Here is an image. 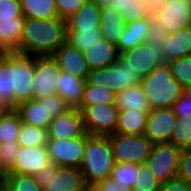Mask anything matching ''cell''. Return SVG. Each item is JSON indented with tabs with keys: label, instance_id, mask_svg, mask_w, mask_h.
<instances>
[{
	"label": "cell",
	"instance_id": "f1b7e54d",
	"mask_svg": "<svg viewBox=\"0 0 191 191\" xmlns=\"http://www.w3.org/2000/svg\"><path fill=\"white\" fill-rule=\"evenodd\" d=\"M22 15L30 19L58 18L55 0H20Z\"/></svg>",
	"mask_w": 191,
	"mask_h": 191
},
{
	"label": "cell",
	"instance_id": "30bf717a",
	"mask_svg": "<svg viewBox=\"0 0 191 191\" xmlns=\"http://www.w3.org/2000/svg\"><path fill=\"white\" fill-rule=\"evenodd\" d=\"M60 68L52 56H35V71L32 86L34 100L57 94L56 84Z\"/></svg>",
	"mask_w": 191,
	"mask_h": 191
},
{
	"label": "cell",
	"instance_id": "cb8c5ba5",
	"mask_svg": "<svg viewBox=\"0 0 191 191\" xmlns=\"http://www.w3.org/2000/svg\"><path fill=\"white\" fill-rule=\"evenodd\" d=\"M100 15V5L92 2L85 3L67 20V30L99 29Z\"/></svg>",
	"mask_w": 191,
	"mask_h": 191
},
{
	"label": "cell",
	"instance_id": "d4e9b609",
	"mask_svg": "<svg viewBox=\"0 0 191 191\" xmlns=\"http://www.w3.org/2000/svg\"><path fill=\"white\" fill-rule=\"evenodd\" d=\"M148 113L133 109L120 110L115 133L144 135Z\"/></svg>",
	"mask_w": 191,
	"mask_h": 191
},
{
	"label": "cell",
	"instance_id": "9c48e42d",
	"mask_svg": "<svg viewBox=\"0 0 191 191\" xmlns=\"http://www.w3.org/2000/svg\"><path fill=\"white\" fill-rule=\"evenodd\" d=\"M81 114L87 134L108 136L116 132L119 110L115 104L87 106Z\"/></svg>",
	"mask_w": 191,
	"mask_h": 191
},
{
	"label": "cell",
	"instance_id": "3957f363",
	"mask_svg": "<svg viewBox=\"0 0 191 191\" xmlns=\"http://www.w3.org/2000/svg\"><path fill=\"white\" fill-rule=\"evenodd\" d=\"M152 109L171 108L183 95L184 88L173 78L167 63L157 66L140 81Z\"/></svg>",
	"mask_w": 191,
	"mask_h": 191
},
{
	"label": "cell",
	"instance_id": "f907efd6",
	"mask_svg": "<svg viewBox=\"0 0 191 191\" xmlns=\"http://www.w3.org/2000/svg\"><path fill=\"white\" fill-rule=\"evenodd\" d=\"M8 53H9V51L0 42V59L6 57L8 55Z\"/></svg>",
	"mask_w": 191,
	"mask_h": 191
},
{
	"label": "cell",
	"instance_id": "e575fe53",
	"mask_svg": "<svg viewBox=\"0 0 191 191\" xmlns=\"http://www.w3.org/2000/svg\"><path fill=\"white\" fill-rule=\"evenodd\" d=\"M102 38L99 29L67 30V42L85 52Z\"/></svg>",
	"mask_w": 191,
	"mask_h": 191
},
{
	"label": "cell",
	"instance_id": "f35d334b",
	"mask_svg": "<svg viewBox=\"0 0 191 191\" xmlns=\"http://www.w3.org/2000/svg\"><path fill=\"white\" fill-rule=\"evenodd\" d=\"M20 145L17 141L0 144V174L3 176L12 168Z\"/></svg>",
	"mask_w": 191,
	"mask_h": 191
},
{
	"label": "cell",
	"instance_id": "d590c367",
	"mask_svg": "<svg viewBox=\"0 0 191 191\" xmlns=\"http://www.w3.org/2000/svg\"><path fill=\"white\" fill-rule=\"evenodd\" d=\"M173 78L184 88H191V55L167 62Z\"/></svg>",
	"mask_w": 191,
	"mask_h": 191
},
{
	"label": "cell",
	"instance_id": "e0dca14e",
	"mask_svg": "<svg viewBox=\"0 0 191 191\" xmlns=\"http://www.w3.org/2000/svg\"><path fill=\"white\" fill-rule=\"evenodd\" d=\"M60 71L72 76L87 79L90 68L86 62L85 54L80 49L65 42L53 55Z\"/></svg>",
	"mask_w": 191,
	"mask_h": 191
},
{
	"label": "cell",
	"instance_id": "83f0119b",
	"mask_svg": "<svg viewBox=\"0 0 191 191\" xmlns=\"http://www.w3.org/2000/svg\"><path fill=\"white\" fill-rule=\"evenodd\" d=\"M25 17L0 20V42L9 52H14L20 44Z\"/></svg>",
	"mask_w": 191,
	"mask_h": 191
},
{
	"label": "cell",
	"instance_id": "c3c4849f",
	"mask_svg": "<svg viewBox=\"0 0 191 191\" xmlns=\"http://www.w3.org/2000/svg\"><path fill=\"white\" fill-rule=\"evenodd\" d=\"M159 191H191V184L182 179L175 178L162 183Z\"/></svg>",
	"mask_w": 191,
	"mask_h": 191
},
{
	"label": "cell",
	"instance_id": "4316f807",
	"mask_svg": "<svg viewBox=\"0 0 191 191\" xmlns=\"http://www.w3.org/2000/svg\"><path fill=\"white\" fill-rule=\"evenodd\" d=\"M115 105L119 111L125 109L140 110V112L151 111L150 104L143 93L140 83L116 94Z\"/></svg>",
	"mask_w": 191,
	"mask_h": 191
},
{
	"label": "cell",
	"instance_id": "ffe728a7",
	"mask_svg": "<svg viewBox=\"0 0 191 191\" xmlns=\"http://www.w3.org/2000/svg\"><path fill=\"white\" fill-rule=\"evenodd\" d=\"M126 26V20L115 8L108 5L101 6L99 30L102 38L117 45Z\"/></svg>",
	"mask_w": 191,
	"mask_h": 191
},
{
	"label": "cell",
	"instance_id": "f5cc1de1",
	"mask_svg": "<svg viewBox=\"0 0 191 191\" xmlns=\"http://www.w3.org/2000/svg\"><path fill=\"white\" fill-rule=\"evenodd\" d=\"M0 191H8L7 187L2 182L0 183Z\"/></svg>",
	"mask_w": 191,
	"mask_h": 191
},
{
	"label": "cell",
	"instance_id": "7a4b0ae2",
	"mask_svg": "<svg viewBox=\"0 0 191 191\" xmlns=\"http://www.w3.org/2000/svg\"><path fill=\"white\" fill-rule=\"evenodd\" d=\"M115 163L108 136L86 133L84 157L80 166L86 185L91 188L110 176Z\"/></svg>",
	"mask_w": 191,
	"mask_h": 191
},
{
	"label": "cell",
	"instance_id": "ac0fdd59",
	"mask_svg": "<svg viewBox=\"0 0 191 191\" xmlns=\"http://www.w3.org/2000/svg\"><path fill=\"white\" fill-rule=\"evenodd\" d=\"M86 62L91 70L107 68L120 56L117 45L100 38L91 48L84 52Z\"/></svg>",
	"mask_w": 191,
	"mask_h": 191
},
{
	"label": "cell",
	"instance_id": "7dc6e473",
	"mask_svg": "<svg viewBox=\"0 0 191 191\" xmlns=\"http://www.w3.org/2000/svg\"><path fill=\"white\" fill-rule=\"evenodd\" d=\"M47 108L50 115L54 118L64 114L72 107L63 100L58 94L47 96Z\"/></svg>",
	"mask_w": 191,
	"mask_h": 191
},
{
	"label": "cell",
	"instance_id": "5bb4252c",
	"mask_svg": "<svg viewBox=\"0 0 191 191\" xmlns=\"http://www.w3.org/2000/svg\"><path fill=\"white\" fill-rule=\"evenodd\" d=\"M177 119L172 108L152 109L147 116L144 135L153 144L170 142Z\"/></svg>",
	"mask_w": 191,
	"mask_h": 191
},
{
	"label": "cell",
	"instance_id": "5b68a950",
	"mask_svg": "<svg viewBox=\"0 0 191 191\" xmlns=\"http://www.w3.org/2000/svg\"><path fill=\"white\" fill-rule=\"evenodd\" d=\"M116 163L144 164L150 155L153 143L145 135H108Z\"/></svg>",
	"mask_w": 191,
	"mask_h": 191
},
{
	"label": "cell",
	"instance_id": "f546056e",
	"mask_svg": "<svg viewBox=\"0 0 191 191\" xmlns=\"http://www.w3.org/2000/svg\"><path fill=\"white\" fill-rule=\"evenodd\" d=\"M21 127L22 120L16 110H3L0 113V144L18 141Z\"/></svg>",
	"mask_w": 191,
	"mask_h": 191
},
{
	"label": "cell",
	"instance_id": "836d02e7",
	"mask_svg": "<svg viewBox=\"0 0 191 191\" xmlns=\"http://www.w3.org/2000/svg\"><path fill=\"white\" fill-rule=\"evenodd\" d=\"M2 183L8 191H42L34 175L6 173Z\"/></svg>",
	"mask_w": 191,
	"mask_h": 191
},
{
	"label": "cell",
	"instance_id": "44dd1931",
	"mask_svg": "<svg viewBox=\"0 0 191 191\" xmlns=\"http://www.w3.org/2000/svg\"><path fill=\"white\" fill-rule=\"evenodd\" d=\"M164 62L191 55V26L168 34L163 47Z\"/></svg>",
	"mask_w": 191,
	"mask_h": 191
},
{
	"label": "cell",
	"instance_id": "277c9868",
	"mask_svg": "<svg viewBox=\"0 0 191 191\" xmlns=\"http://www.w3.org/2000/svg\"><path fill=\"white\" fill-rule=\"evenodd\" d=\"M34 176L42 191H90L80 168L50 163Z\"/></svg>",
	"mask_w": 191,
	"mask_h": 191
},
{
	"label": "cell",
	"instance_id": "2e32d148",
	"mask_svg": "<svg viewBox=\"0 0 191 191\" xmlns=\"http://www.w3.org/2000/svg\"><path fill=\"white\" fill-rule=\"evenodd\" d=\"M50 163L47 146L20 147L13 168L8 173L35 175Z\"/></svg>",
	"mask_w": 191,
	"mask_h": 191
},
{
	"label": "cell",
	"instance_id": "8d00e7d4",
	"mask_svg": "<svg viewBox=\"0 0 191 191\" xmlns=\"http://www.w3.org/2000/svg\"><path fill=\"white\" fill-rule=\"evenodd\" d=\"M177 118L170 142L181 150L191 149V116H177Z\"/></svg>",
	"mask_w": 191,
	"mask_h": 191
},
{
	"label": "cell",
	"instance_id": "603a6c76",
	"mask_svg": "<svg viewBox=\"0 0 191 191\" xmlns=\"http://www.w3.org/2000/svg\"><path fill=\"white\" fill-rule=\"evenodd\" d=\"M85 81L82 78L61 71L56 84L57 94L72 108H77L83 98Z\"/></svg>",
	"mask_w": 191,
	"mask_h": 191
},
{
	"label": "cell",
	"instance_id": "1f68e13d",
	"mask_svg": "<svg viewBox=\"0 0 191 191\" xmlns=\"http://www.w3.org/2000/svg\"><path fill=\"white\" fill-rule=\"evenodd\" d=\"M107 5L115 8L127 23L142 20L150 16L144 10L141 0H109Z\"/></svg>",
	"mask_w": 191,
	"mask_h": 191
},
{
	"label": "cell",
	"instance_id": "ee69618b",
	"mask_svg": "<svg viewBox=\"0 0 191 191\" xmlns=\"http://www.w3.org/2000/svg\"><path fill=\"white\" fill-rule=\"evenodd\" d=\"M90 191H132V188L127 184H123L121 181L108 176L92 186Z\"/></svg>",
	"mask_w": 191,
	"mask_h": 191
},
{
	"label": "cell",
	"instance_id": "52a82bcc",
	"mask_svg": "<svg viewBox=\"0 0 191 191\" xmlns=\"http://www.w3.org/2000/svg\"><path fill=\"white\" fill-rule=\"evenodd\" d=\"M86 81L89 84L109 88L115 94L140 83L136 73H132L121 59L107 68L91 70Z\"/></svg>",
	"mask_w": 191,
	"mask_h": 191
},
{
	"label": "cell",
	"instance_id": "816d5d0a",
	"mask_svg": "<svg viewBox=\"0 0 191 191\" xmlns=\"http://www.w3.org/2000/svg\"><path fill=\"white\" fill-rule=\"evenodd\" d=\"M90 2L100 5V6H104V5H107L109 0H90Z\"/></svg>",
	"mask_w": 191,
	"mask_h": 191
},
{
	"label": "cell",
	"instance_id": "d6a6232c",
	"mask_svg": "<svg viewBox=\"0 0 191 191\" xmlns=\"http://www.w3.org/2000/svg\"><path fill=\"white\" fill-rule=\"evenodd\" d=\"M48 140L47 130L22 122L18 144L20 147L46 146Z\"/></svg>",
	"mask_w": 191,
	"mask_h": 191
},
{
	"label": "cell",
	"instance_id": "b9f144b4",
	"mask_svg": "<svg viewBox=\"0 0 191 191\" xmlns=\"http://www.w3.org/2000/svg\"><path fill=\"white\" fill-rule=\"evenodd\" d=\"M58 17L67 21L78 9L90 0H55Z\"/></svg>",
	"mask_w": 191,
	"mask_h": 191
},
{
	"label": "cell",
	"instance_id": "d6986e66",
	"mask_svg": "<svg viewBox=\"0 0 191 191\" xmlns=\"http://www.w3.org/2000/svg\"><path fill=\"white\" fill-rule=\"evenodd\" d=\"M16 111L20 114L22 122L48 129L53 117L48 112L47 97L41 100L30 99L17 105Z\"/></svg>",
	"mask_w": 191,
	"mask_h": 191
},
{
	"label": "cell",
	"instance_id": "db71d44e",
	"mask_svg": "<svg viewBox=\"0 0 191 191\" xmlns=\"http://www.w3.org/2000/svg\"><path fill=\"white\" fill-rule=\"evenodd\" d=\"M2 182V175L0 174V183Z\"/></svg>",
	"mask_w": 191,
	"mask_h": 191
},
{
	"label": "cell",
	"instance_id": "4dcf8cb0",
	"mask_svg": "<svg viewBox=\"0 0 191 191\" xmlns=\"http://www.w3.org/2000/svg\"><path fill=\"white\" fill-rule=\"evenodd\" d=\"M116 94L109 88L89 84L85 81L83 98L77 107L82 111L87 106L96 104H115Z\"/></svg>",
	"mask_w": 191,
	"mask_h": 191
},
{
	"label": "cell",
	"instance_id": "7bdbcfd3",
	"mask_svg": "<svg viewBox=\"0 0 191 191\" xmlns=\"http://www.w3.org/2000/svg\"><path fill=\"white\" fill-rule=\"evenodd\" d=\"M13 17H24L20 0H0V20H12Z\"/></svg>",
	"mask_w": 191,
	"mask_h": 191
},
{
	"label": "cell",
	"instance_id": "484cf974",
	"mask_svg": "<svg viewBox=\"0 0 191 191\" xmlns=\"http://www.w3.org/2000/svg\"><path fill=\"white\" fill-rule=\"evenodd\" d=\"M148 31L149 17L127 23L125 31L120 36V40L117 44L119 53L145 43L148 38Z\"/></svg>",
	"mask_w": 191,
	"mask_h": 191
},
{
	"label": "cell",
	"instance_id": "4fadbf2b",
	"mask_svg": "<svg viewBox=\"0 0 191 191\" xmlns=\"http://www.w3.org/2000/svg\"><path fill=\"white\" fill-rule=\"evenodd\" d=\"M168 34L191 26V0H167L152 16Z\"/></svg>",
	"mask_w": 191,
	"mask_h": 191
},
{
	"label": "cell",
	"instance_id": "8fae6325",
	"mask_svg": "<svg viewBox=\"0 0 191 191\" xmlns=\"http://www.w3.org/2000/svg\"><path fill=\"white\" fill-rule=\"evenodd\" d=\"M46 146L52 164L80 168L84 157L85 135L67 140L48 139Z\"/></svg>",
	"mask_w": 191,
	"mask_h": 191
},
{
	"label": "cell",
	"instance_id": "6da1fadb",
	"mask_svg": "<svg viewBox=\"0 0 191 191\" xmlns=\"http://www.w3.org/2000/svg\"><path fill=\"white\" fill-rule=\"evenodd\" d=\"M67 41V21L58 18H25L19 47L14 51L35 56H52Z\"/></svg>",
	"mask_w": 191,
	"mask_h": 191
},
{
	"label": "cell",
	"instance_id": "ab89813d",
	"mask_svg": "<svg viewBox=\"0 0 191 191\" xmlns=\"http://www.w3.org/2000/svg\"><path fill=\"white\" fill-rule=\"evenodd\" d=\"M138 166V164L134 163H115L110 176L133 188L135 186Z\"/></svg>",
	"mask_w": 191,
	"mask_h": 191
},
{
	"label": "cell",
	"instance_id": "8992f818",
	"mask_svg": "<svg viewBox=\"0 0 191 191\" xmlns=\"http://www.w3.org/2000/svg\"><path fill=\"white\" fill-rule=\"evenodd\" d=\"M181 151L171 142L153 144L145 164L161 184L177 178Z\"/></svg>",
	"mask_w": 191,
	"mask_h": 191
},
{
	"label": "cell",
	"instance_id": "60d3db41",
	"mask_svg": "<svg viewBox=\"0 0 191 191\" xmlns=\"http://www.w3.org/2000/svg\"><path fill=\"white\" fill-rule=\"evenodd\" d=\"M168 33L166 29L152 16H149V31L147 43L153 48H162Z\"/></svg>",
	"mask_w": 191,
	"mask_h": 191
},
{
	"label": "cell",
	"instance_id": "bcb514c9",
	"mask_svg": "<svg viewBox=\"0 0 191 191\" xmlns=\"http://www.w3.org/2000/svg\"><path fill=\"white\" fill-rule=\"evenodd\" d=\"M176 116H191V88L184 89L183 95L171 107Z\"/></svg>",
	"mask_w": 191,
	"mask_h": 191
},
{
	"label": "cell",
	"instance_id": "7c38bea8",
	"mask_svg": "<svg viewBox=\"0 0 191 191\" xmlns=\"http://www.w3.org/2000/svg\"><path fill=\"white\" fill-rule=\"evenodd\" d=\"M34 71L35 55L13 52V96L17 105L33 98Z\"/></svg>",
	"mask_w": 191,
	"mask_h": 191
},
{
	"label": "cell",
	"instance_id": "f6af8a7d",
	"mask_svg": "<svg viewBox=\"0 0 191 191\" xmlns=\"http://www.w3.org/2000/svg\"><path fill=\"white\" fill-rule=\"evenodd\" d=\"M177 178L191 184V149L181 151Z\"/></svg>",
	"mask_w": 191,
	"mask_h": 191
},
{
	"label": "cell",
	"instance_id": "9a60e30c",
	"mask_svg": "<svg viewBox=\"0 0 191 191\" xmlns=\"http://www.w3.org/2000/svg\"><path fill=\"white\" fill-rule=\"evenodd\" d=\"M86 134L81 111L71 108L64 114L54 117L47 129L48 139L67 140Z\"/></svg>",
	"mask_w": 191,
	"mask_h": 191
},
{
	"label": "cell",
	"instance_id": "74e56055",
	"mask_svg": "<svg viewBox=\"0 0 191 191\" xmlns=\"http://www.w3.org/2000/svg\"><path fill=\"white\" fill-rule=\"evenodd\" d=\"M161 183L156 179L147 164L137 167L135 186L132 191H159Z\"/></svg>",
	"mask_w": 191,
	"mask_h": 191
},
{
	"label": "cell",
	"instance_id": "681fc988",
	"mask_svg": "<svg viewBox=\"0 0 191 191\" xmlns=\"http://www.w3.org/2000/svg\"><path fill=\"white\" fill-rule=\"evenodd\" d=\"M144 10L150 15H155L167 0H141Z\"/></svg>",
	"mask_w": 191,
	"mask_h": 191
},
{
	"label": "cell",
	"instance_id": "7402d4cb",
	"mask_svg": "<svg viewBox=\"0 0 191 191\" xmlns=\"http://www.w3.org/2000/svg\"><path fill=\"white\" fill-rule=\"evenodd\" d=\"M0 107L3 110H16L13 96V52L0 59Z\"/></svg>",
	"mask_w": 191,
	"mask_h": 191
},
{
	"label": "cell",
	"instance_id": "ba28073f",
	"mask_svg": "<svg viewBox=\"0 0 191 191\" xmlns=\"http://www.w3.org/2000/svg\"><path fill=\"white\" fill-rule=\"evenodd\" d=\"M121 59L128 69L136 73L137 78L141 81L149 75L157 66L164 64V53L162 48H153L147 42L139 44L120 52Z\"/></svg>",
	"mask_w": 191,
	"mask_h": 191
}]
</instances>
